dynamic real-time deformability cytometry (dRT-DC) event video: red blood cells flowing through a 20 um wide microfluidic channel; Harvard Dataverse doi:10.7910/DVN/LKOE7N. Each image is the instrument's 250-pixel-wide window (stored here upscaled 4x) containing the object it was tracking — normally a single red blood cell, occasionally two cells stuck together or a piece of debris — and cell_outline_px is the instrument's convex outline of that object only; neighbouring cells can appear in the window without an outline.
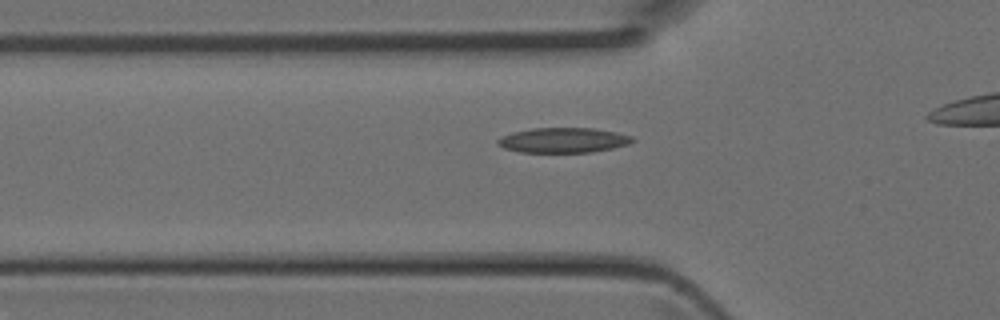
{"species": "Egyptian fruit bat (a non-hibernating species)", "species_latin": "Rousettus aegyptiacus", "temperature_condition": "room temperature", "stored_images_in_passage": 26, "camera_frame_rate_fps": 3000, "um_per_image_px": 0.085, "animal": {"sex": "female"}, "frame": {"image": 1, "passage_image": 5, "time_ms": 1.333, "image_size_px": [1000, 320], "cell_outline_px": [[636, 140], [628, 144], [612, 148], [592, 152], [520, 152], [504, 148], [496, 144], [496, 140], [500, 136], [512, 132], [532, 128], [592, 128], [616, 132], [632, 136]], "centroid_in_image_um": [47.84, 11.91], "position_along_channel_um": 78.0, "area_um2": 19.71}}
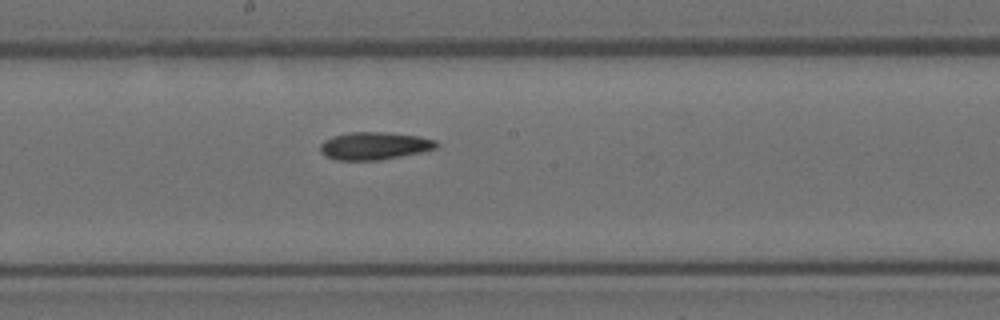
{"frame": {"image": 2, "passage_image": 14, "time_ms": 4.333, "image_size_px": [1000, 320], "cell_outline_px": [[440, 144], [436, 148], [420, 152], [400, 156], [376, 160], [336, 160], [320, 152], [320, 144], [324, 140], [332, 136], [348, 132], [380, 132], [420, 136], [436, 140]], "centroid_in_image_um": [31.81, 12.39], "position_along_channel_um": 216.4, "area_um2": 18.61}}
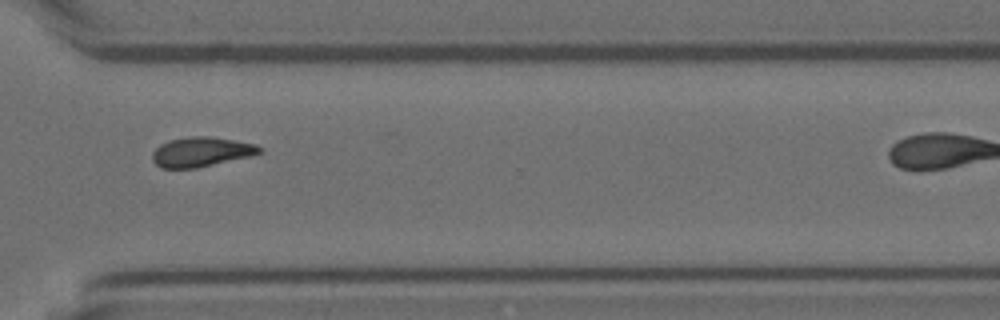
{"frame": {"image": 3, "passage_image": 23, "time_ms": 7.333, "image_size_px": [1000, 320], "cell_outline_px": [[264, 152], [248, 156], [196, 168], [160, 168], [152, 160], [152, 152], [160, 144], [168, 140], [188, 136], [208, 136], [256, 144], [264, 148]], "centroid_in_image_um": [17.08, 12.9], "position_along_channel_um": 353.5, "area_um2": 18.5}}